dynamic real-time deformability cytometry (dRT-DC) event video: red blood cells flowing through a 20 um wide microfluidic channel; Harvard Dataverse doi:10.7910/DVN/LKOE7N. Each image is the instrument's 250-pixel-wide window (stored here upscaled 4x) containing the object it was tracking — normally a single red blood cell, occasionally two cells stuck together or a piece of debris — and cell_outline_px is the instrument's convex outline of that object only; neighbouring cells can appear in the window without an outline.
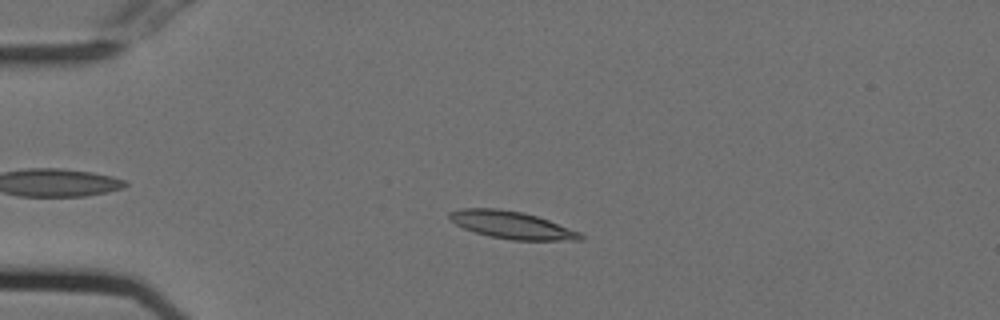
{"species": "Egyptian fruit bat (a non-hibernating species)", "species_latin": "Rousettus aegyptiacus", "temperature_condition": "cold", "stored_images_in_passage": 53, "camera_frame_rate_fps": 3000, "um_per_image_px": 0.085, "animal": {"sex": "female"}, "frame": {"image": 1, "passage_image": 12, "time_ms": 3.667, "image_size_px": [1000, 320], "cell_outline_px": [[584, 240], [512, 240], [488, 236], [464, 228], [456, 224], [448, 216], [448, 212], [460, 208], [496, 208], [520, 212], [536, 216], [548, 220], [580, 232], [584, 236]], "centroid_in_image_um": [43.49, 19.12], "position_along_channel_um": 41.5, "area_um2": 20.75}}
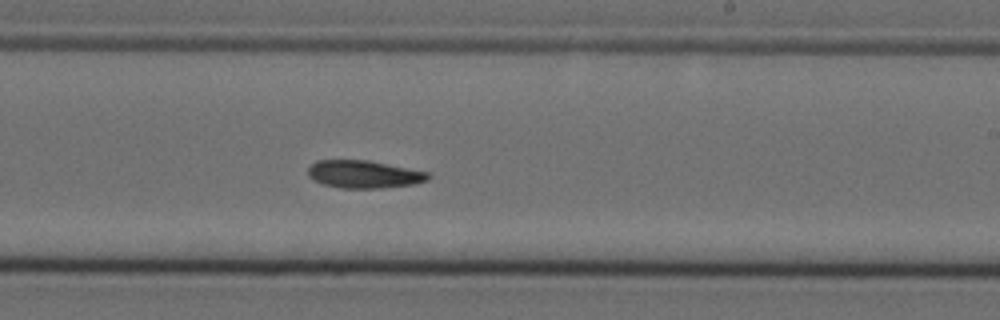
{"frame": {"image": 2, "passage_image": 32, "time_ms": 10.333, "image_size_px": [1000, 320], "cell_outline_px": [[432, 176], [428, 180], [416, 184], [380, 188], [340, 188], [324, 184], [312, 180], [308, 176], [308, 168], [316, 160], [368, 160], [428, 172]], "centroid_in_image_um": [30.94, 14.81], "position_along_channel_um": 258.1, "area_um2": 19.48}}
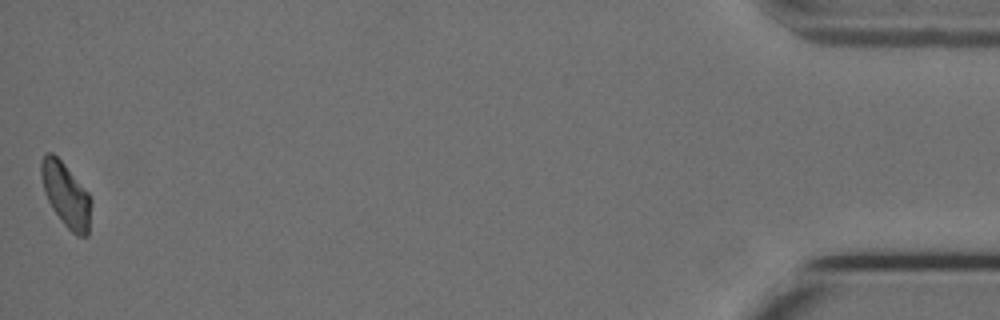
{"frame": {"image": 3, "passage_image": 53, "time_ms": 17.333, "image_size_px": [1000, 320], "cell_outline_px": [[92, 204], [88, 236], [76, 236], [64, 224], [52, 208], [44, 192], [40, 172], [40, 160], [48, 152], [52, 152], [64, 164], [88, 192], [92, 200]], "centroid_in_image_um": [5.62, 16.57], "position_along_channel_um": 429.6, "area_um2": 18.67}}